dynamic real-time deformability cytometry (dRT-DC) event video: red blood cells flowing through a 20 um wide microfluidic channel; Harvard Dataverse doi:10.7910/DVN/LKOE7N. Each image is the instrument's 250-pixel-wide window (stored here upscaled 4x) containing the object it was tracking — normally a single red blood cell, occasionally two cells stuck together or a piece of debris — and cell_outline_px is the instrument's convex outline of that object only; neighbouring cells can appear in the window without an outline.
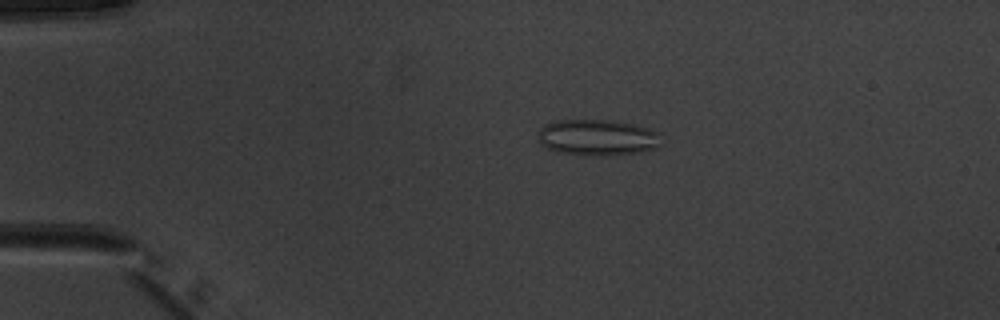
{"species": "common noctule bat (a hibernating species)", "species_latin": "Nyctalus noctula", "temperature_condition": "warm", "stored_images_in_passage": 51, "camera_frame_rate_fps": 3000, "um_per_image_px": 0.085, "animal": {"sex": "male", "body_mass_g": 20.1, "forearm_length_mm": 53.5}, "frame": {"image": 1, "passage_image": 11, "time_ms": 3.333, "image_size_px": [1000, 320], "cell_outline_px": [[660, 144], [656, 148], [636, 152], [604, 156], [596, 156], [556, 152], [540, 144], [536, 140], [540, 128], [544, 124], [552, 120], [608, 120], [632, 124], [648, 128], [660, 132]], "centroid_in_image_um": [50.73, 11.68], "position_along_channel_um": 34.3, "area_um2": 26.13}}
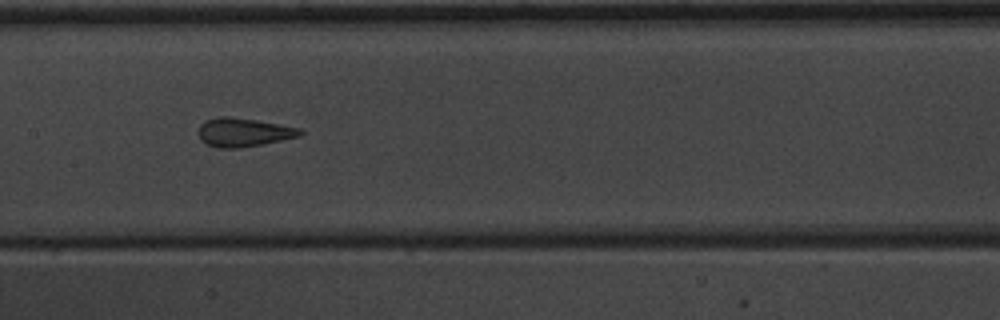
{"frame": {"image": 2, "passage_image": 26, "time_ms": 8.333, "image_size_px": [1000, 320], "cell_outline_px": [[304, 132], [300, 136], [264, 144], [240, 148], [220, 148], [208, 144], [200, 140], [200, 124], [204, 120], [220, 116], [228, 116], [256, 120], [300, 128]], "centroid_in_image_um": [20.71, 11.24], "position_along_channel_um": 186.7, "area_um2": 16.94}}
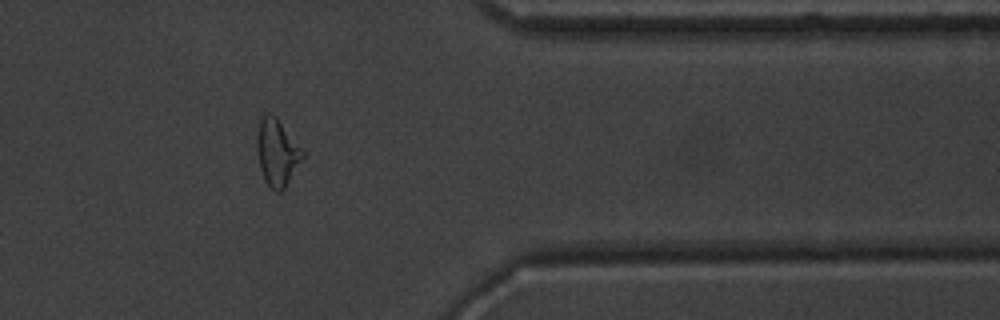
{"frame": {"image": 3, "passage_image": 42, "time_ms": 13.667, "image_size_px": [1000, 320], "cell_outline_px": [[304, 156], [284, 188], [280, 192], [276, 192], [264, 180], [260, 168], [256, 148], [256, 136], [260, 120], [268, 112], [276, 116], [304, 152]], "centroid_in_image_um": [23.52, 12.95], "position_along_channel_um": 387.9, "area_um2": 17.51}, "authors_computed_cell_mechanics": {"area_um2": 18.2648, "velocity_mm_per_s": 4.0168, "shape_relaxation_time_tau1_ms": null, "shape_relaxation_time_tau2_ms": 1.2642, "deformation_change_tau1": null, "deformation_change_tau2": 0.0963}}